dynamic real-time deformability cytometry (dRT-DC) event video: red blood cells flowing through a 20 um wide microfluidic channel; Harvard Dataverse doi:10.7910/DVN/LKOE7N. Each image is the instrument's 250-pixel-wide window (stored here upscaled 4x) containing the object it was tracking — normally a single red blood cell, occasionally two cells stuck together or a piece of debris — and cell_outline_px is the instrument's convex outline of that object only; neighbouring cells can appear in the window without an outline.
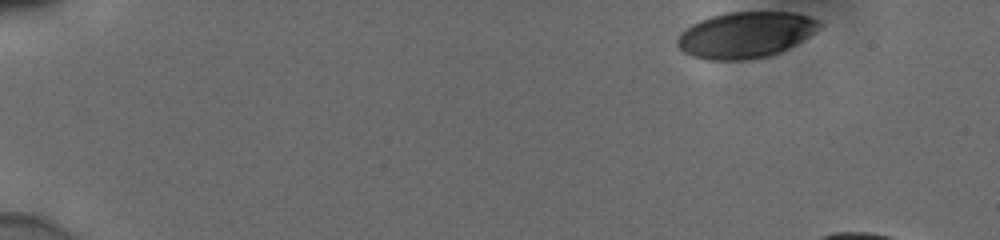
{"species": "human", "species_latin": "Homo sapiens", "temperature_condition": "cold", "stored_images_in_passage": 18, "camera_frame_rate_fps": 3000, "um_per_image_px": 0.085, "donor": {"sex": "male"}, "frame": {"image": 1, "passage_image": 1, "time_ms": 0.0, "image_size_px": [1000, 240], "cell_outline_px": [[820, 24], [808, 36], [788, 48], [780, 52], [768, 56], [748, 60], [708, 60], [692, 56], [684, 52], [676, 44], [676, 40], [680, 32], [692, 24], [700, 20], [712, 16], [728, 12], [792, 12], [808, 16], [816, 20]], "centroid_in_image_um": [63.3, 2.97], "position_along_channel_um": 21.7, "area_um2": 37.8}}
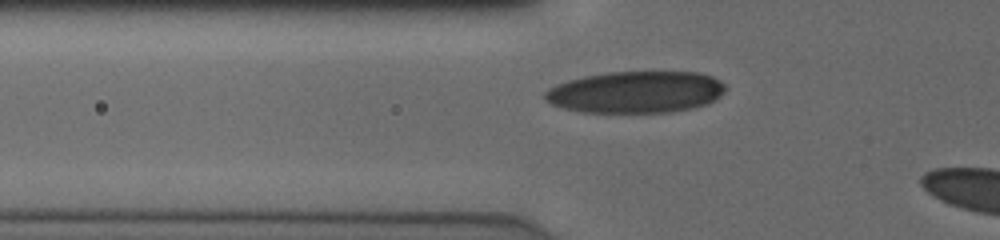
{"frame": {"image": 2, "passage_image": 15, "time_ms": 4.667, "image_size_px": [1000, 240], "cell_outline_px": [[728, 88], [720, 96], [708, 104], [692, 108], [672, 112], [584, 112], [564, 108], [552, 104], [544, 96], [544, 92], [548, 88], [556, 84], [584, 76], [608, 72], [700, 72], [712, 76], [720, 80]], "centroid_in_image_um": [54.09, 7.82], "position_along_channel_um": 71.7, "area_um2": 43.99}}